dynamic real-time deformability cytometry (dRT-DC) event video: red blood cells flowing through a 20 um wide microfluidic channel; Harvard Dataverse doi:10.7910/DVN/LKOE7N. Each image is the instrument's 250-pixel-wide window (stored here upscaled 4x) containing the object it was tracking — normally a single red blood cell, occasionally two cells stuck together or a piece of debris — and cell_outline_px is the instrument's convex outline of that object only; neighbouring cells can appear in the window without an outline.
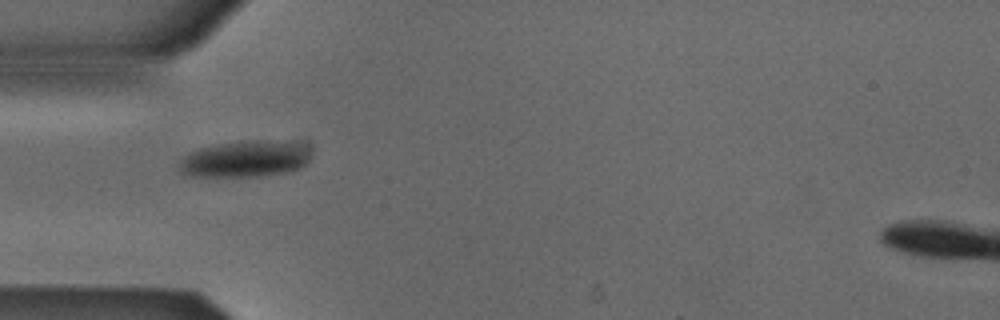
{"species": "Egyptian fruit bat (a non-hibernating species)", "species_latin": "Rousettus aegyptiacus", "temperature_condition": "cold", "stored_images_in_passage": 4, "camera_frame_rate_fps": 3000, "um_per_image_px": 0.085, "animal": {"sex": "male"}, "frame": {"image": 1, "passage_image": 2, "time_ms": 0.333, "image_size_px": [1000, 320], "cell_outline_px": [[312, 148], [304, 164], [292, 172], [260, 176], [184, 176], [180, 172], [180, 160], [188, 152], [200, 148], [216, 144], [252, 140], [260, 140], [304, 144]], "centroid_in_image_um": [20.81, 13.52], "position_along_channel_um": 64.2, "area_um2": 27.98}}
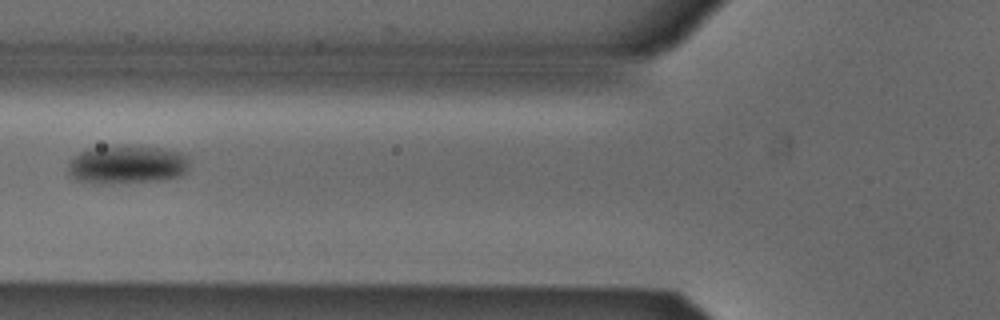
{"frame": {"image": 2, "passage_image": 3, "time_ms": 0.667, "image_size_px": [1000, 320], "cell_outline_px": [[188, 168], [184, 172], [176, 176], [160, 180], [112, 184], [96, 184], [76, 180], [68, 176], [68, 164], [72, 156], [88, 148], [124, 144], [160, 148], [188, 152]], "centroid_in_image_um": [10.75, 13.97], "position_along_channel_um": 115.0, "area_um2": 28.03}}
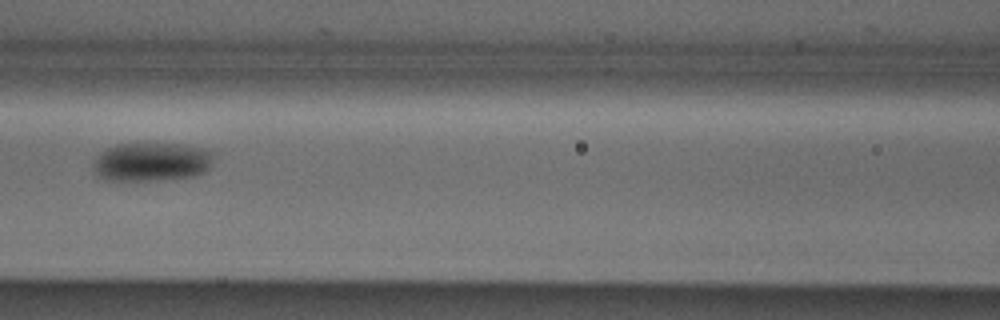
{"frame": {"image": 3, "passage_image": 4, "time_ms": 1.0, "image_size_px": [1000, 320], "cell_outline_px": [[212, 164], [204, 172], [192, 176], [164, 180], [104, 180], [96, 172], [92, 164], [92, 160], [100, 152], [116, 144], [184, 144], [204, 148], [212, 152]], "centroid_in_image_um": [12.87, 13.75], "position_along_channel_um": 153.7, "area_um2": 27.22}}